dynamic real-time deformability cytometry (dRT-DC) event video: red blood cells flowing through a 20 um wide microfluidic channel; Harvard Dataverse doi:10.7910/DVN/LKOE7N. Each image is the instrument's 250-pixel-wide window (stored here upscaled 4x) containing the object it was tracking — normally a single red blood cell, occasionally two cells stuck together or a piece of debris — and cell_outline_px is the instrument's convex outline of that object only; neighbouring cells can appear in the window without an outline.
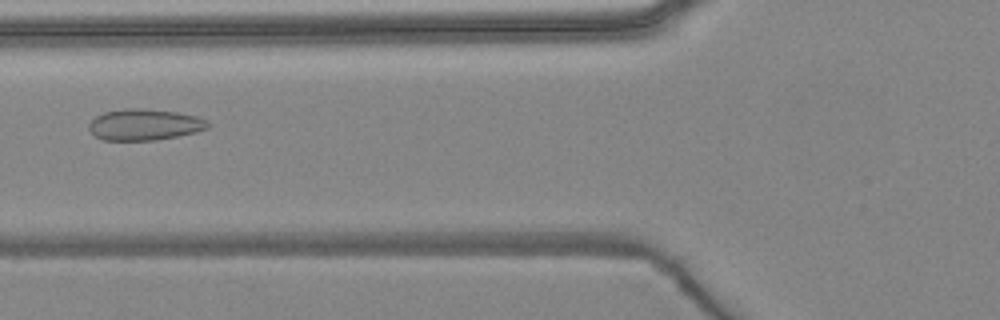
{"species": "common noctule bat (a hibernating species)", "species_latin": "Nyctalus noctula", "temperature_condition": "warm", "stored_images_in_passage": 6, "camera_frame_rate_fps": 3000, "um_per_image_px": 0.085, "animal": {"sex": "female", "body_mass_g": 24.6, "forearm_length_mm": 56.2}, "frame": {"image": 1, "passage_image": 5, "time_ms": 6.0, "image_size_px": [1000, 320], "cell_outline_px": [[212, 124], [208, 128], [196, 132], [156, 140], [104, 140], [96, 136], [88, 128], [88, 124], [96, 116], [104, 112], [128, 108], [140, 108], [176, 112], [196, 116]], "centroid_in_image_um": [12.28, 10.59], "position_along_channel_um": 113.5, "area_um2": 21.5}}
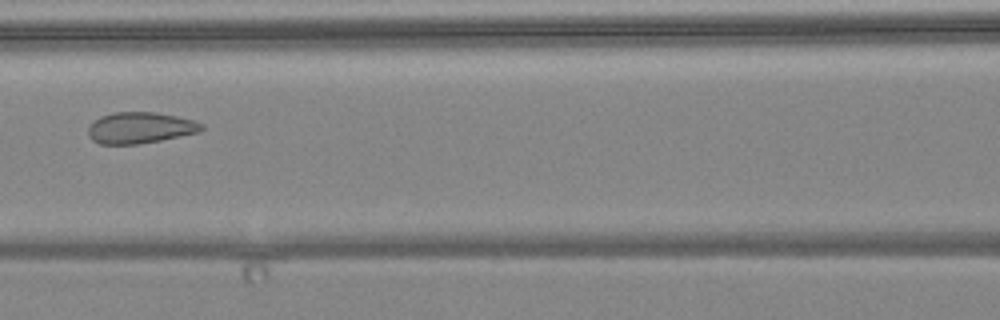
{"frame": {"image": 2, "passage_image": 6, "time_ms": 7.0, "image_size_px": [1000, 320], "cell_outline_px": [[204, 128], [200, 132], [160, 140], [136, 144], [100, 144], [92, 140], [88, 136], [88, 128], [100, 116], [116, 112], [156, 112], [196, 120], [204, 124]], "centroid_in_image_um": [11.94, 10.86], "position_along_channel_um": 154.7, "area_um2": 20.63}}